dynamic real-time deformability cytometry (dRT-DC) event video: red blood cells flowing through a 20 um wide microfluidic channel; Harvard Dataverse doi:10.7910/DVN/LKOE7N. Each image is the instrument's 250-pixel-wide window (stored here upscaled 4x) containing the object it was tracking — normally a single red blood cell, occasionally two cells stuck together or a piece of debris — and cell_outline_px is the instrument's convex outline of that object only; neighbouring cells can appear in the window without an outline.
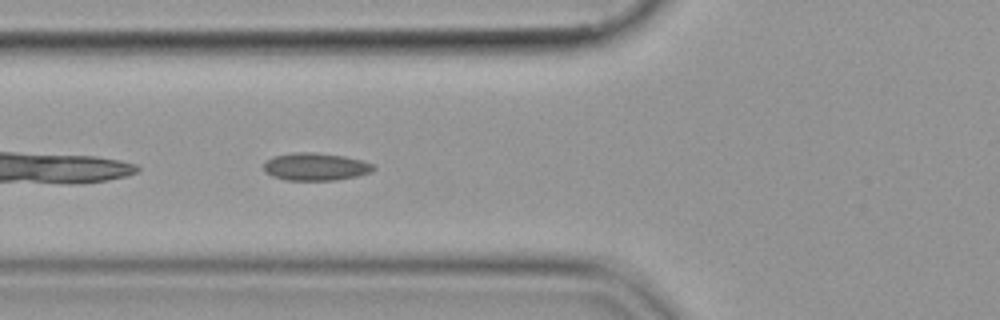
{"species": "common noctule bat (a hibernating species)", "species_latin": "Nyctalus noctula", "temperature_condition": "cold", "stored_images_in_passage": 37, "camera_frame_rate_fps": 3000, "um_per_image_px": 0.085, "animal": {"sex": "female", "body_mass_g": 19.9}, "frame": {"image": 1, "passage_image": 4, "time_ms": 1.0, "image_size_px": [1000, 320], "cell_outline_px": [[376, 168], [372, 172], [356, 176], [336, 180], [284, 180], [272, 176], [264, 172], [264, 164], [272, 156], [292, 152], [316, 152], [344, 156], [360, 160], [372, 164]], "centroid_in_image_um": [26.8, 14.17], "position_along_channel_um": 99.0, "area_um2": 17.74}}
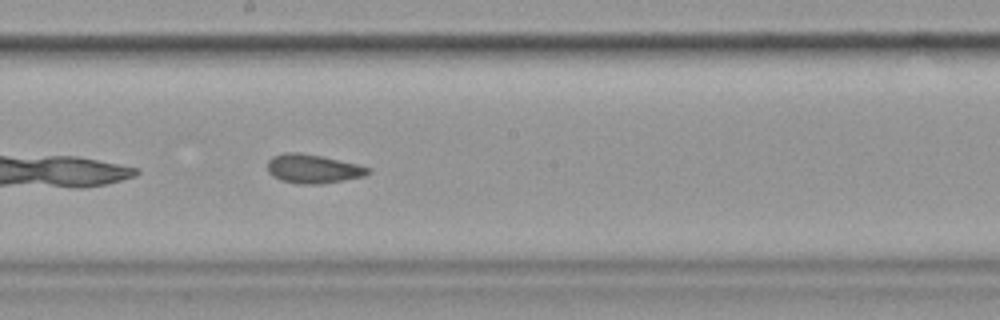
{"frame": {"image": 2, "passage_image": 14, "time_ms": 4.333, "image_size_px": [1000, 320], "cell_outline_px": [[372, 172], [364, 176], [320, 184], [300, 184], [280, 180], [272, 176], [268, 172], [268, 160], [272, 156], [284, 152], [300, 152], [320, 156], [356, 164], [372, 168]], "centroid_in_image_um": [26.58, 14.34], "position_along_channel_um": 221.6, "area_um2": 16.94}}
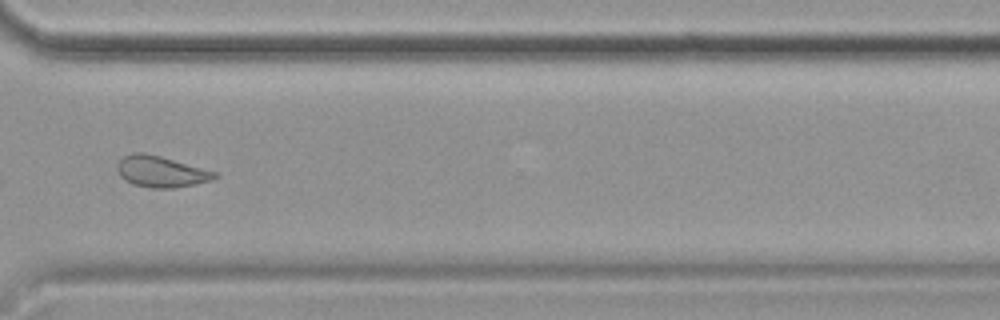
{"frame": {"image": 3, "passage_image": 25, "time_ms": 8.0, "image_size_px": [1000, 320], "cell_outline_px": [[216, 176], [212, 180], [172, 188], [148, 188], [132, 184], [124, 180], [120, 176], [116, 168], [116, 164], [124, 156], [132, 152], [144, 152], [160, 156], [216, 172]], "centroid_in_image_um": [13.6, 14.58], "position_along_channel_um": 357.0, "area_um2": 17.57}}